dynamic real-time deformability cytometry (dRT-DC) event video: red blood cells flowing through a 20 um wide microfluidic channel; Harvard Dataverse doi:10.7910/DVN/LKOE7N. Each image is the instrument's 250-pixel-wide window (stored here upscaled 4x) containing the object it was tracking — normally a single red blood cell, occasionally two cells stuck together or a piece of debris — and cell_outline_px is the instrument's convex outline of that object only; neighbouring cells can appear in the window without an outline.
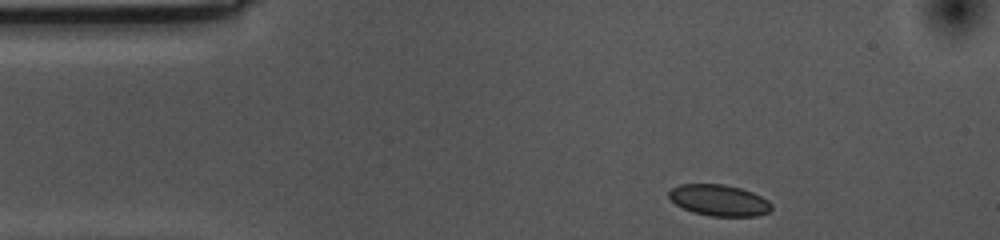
{"species": "common noctule bat (a hibernating species)", "species_latin": "Nyctalus noctula", "temperature_condition": "cold", "stored_images_in_passage": 37, "camera_frame_rate_fps": 3000, "um_per_image_px": 0.085, "animal": {"sex": "female", "body_mass_g": 10.0, "forearm_length_mm": 53.1}, "frame": {"image": 1, "passage_image": 1, "time_ms": 0.0, "image_size_px": [1000, 240], "cell_outline_px": [[772, 208], [768, 212], [756, 216], [712, 216], [692, 212], [676, 204], [668, 196], [668, 192], [672, 188], [680, 184], [724, 184], [740, 188], [752, 192], [768, 200], [772, 204]], "centroid_in_image_um": [61.12, 17.02], "position_along_channel_um": 23.9, "area_um2": 18.61}}
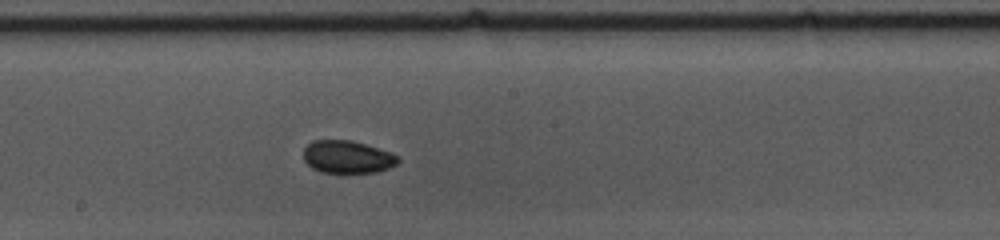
{"frame": {"image": 2, "passage_image": 22, "time_ms": 7.0, "image_size_px": [1000, 240], "cell_outline_px": [[400, 160], [396, 164], [388, 168], [376, 172], [320, 172], [312, 168], [304, 160], [304, 148], [312, 140], [352, 140], [400, 156]], "centroid_in_image_um": [29.51, 13.33], "position_along_channel_um": 218.7, "area_um2": 17.8}}
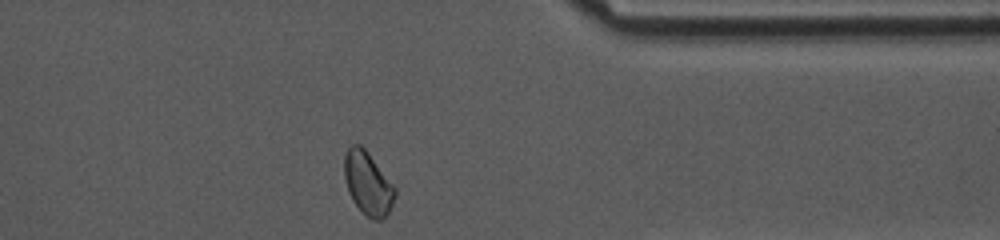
{"frame": {"image": 3, "passage_image": 37, "time_ms": 12.0, "image_size_px": [1000, 240], "cell_outline_px": [[396, 196], [384, 220], [372, 220], [352, 200], [348, 192], [344, 176], [344, 152], [352, 144], [360, 144], [368, 152], [396, 188]], "centroid_in_image_um": [31.26, 15.57], "position_along_channel_um": 380.1, "area_um2": 18.61}, "authors_computed_cell_mechanics": {"area_um2": 18.496, "velocity_mm_per_s": 3.5199, "shape_relaxation_time_tau1_ms": null, "shape_relaxation_time_tau2_ms": 3.4404, "deformation_change_tau1": null, "deformation_change_tau2": 0.0468}}